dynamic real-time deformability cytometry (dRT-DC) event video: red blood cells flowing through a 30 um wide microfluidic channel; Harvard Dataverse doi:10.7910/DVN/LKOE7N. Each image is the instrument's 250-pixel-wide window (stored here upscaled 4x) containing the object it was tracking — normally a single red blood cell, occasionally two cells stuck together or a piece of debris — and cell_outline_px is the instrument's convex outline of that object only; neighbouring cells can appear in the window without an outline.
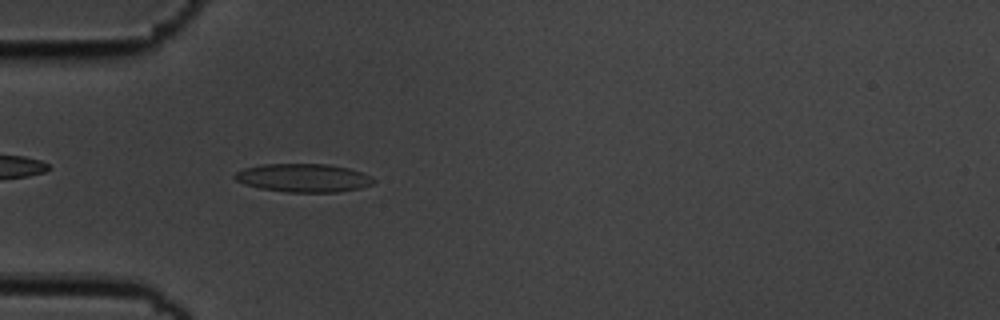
{"species": "common noctule bat (a hibernating species)", "species_latin": "Nyctalus noctula", "temperature_condition": "cold", "stored_images_in_passage": 40, "camera_frame_rate_fps": 3000, "um_per_image_px": 0.085, "animal": {"sex": "male", "body_mass_g": 19.5, "forearm_length_mm": 54.6}, "frame": {"image": 1, "passage_image": 3, "time_ms": 0.667, "image_size_px": [1000, 320], "cell_outline_px": [[376, 180], [372, 184], [360, 188], [336, 192], [288, 192], [260, 188], [244, 184], [236, 180], [232, 176], [236, 172], [244, 168], [264, 164], [328, 164], [348, 168], [372, 176]], "centroid_in_image_um": [25.78, 15.12], "position_along_channel_um": 59.2, "area_um2": 22.89}}
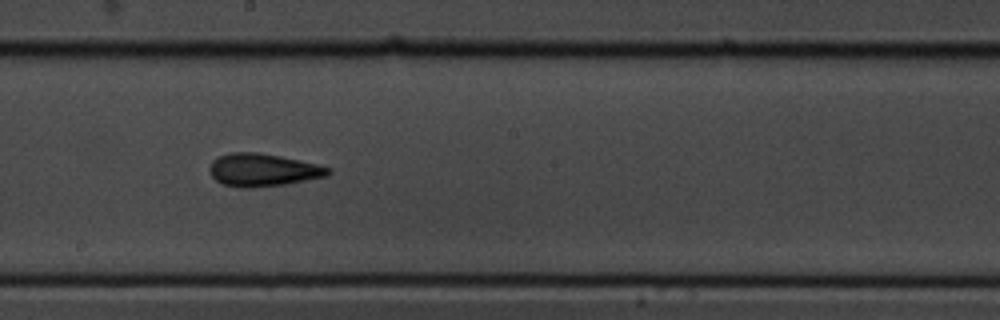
{"frame": {"image": 2, "passage_image": 17, "time_ms": 5.333, "image_size_px": [1000, 320], "cell_outline_px": [[332, 172], [328, 176], [284, 184], [252, 188], [240, 188], [224, 184], [216, 180], [212, 176], [208, 168], [212, 160], [216, 156], [232, 152], [256, 152], [280, 156], [300, 160], [332, 168]], "centroid_in_image_um": [22.33, 14.44], "position_along_channel_um": 225.9, "area_um2": 22.77}}
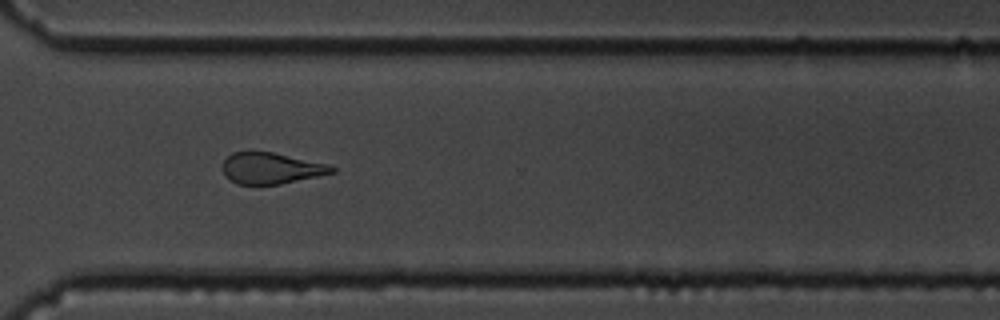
{"frame": {"image": 3, "passage_image": 27, "time_ms": 8.667, "image_size_px": [1000, 320], "cell_outline_px": [[336, 172], [280, 184], [236, 184], [224, 176], [220, 168], [224, 160], [232, 152], [248, 148], [252, 148], [272, 152], [328, 164], [336, 168]], "centroid_in_image_um": [22.95, 14.26], "position_along_channel_um": 347.7, "area_um2": 20.52}, "authors_computed_cell_mechanics": {"area_um2": 21.2126, "velocity_mm_per_s": 3.6565, "shape_relaxation_time_tau1_ms": 6.5966, "shape_relaxation_time_tau2_ms": 3.4667, "deformation_change_tau1": 0.1583, "deformation_change_tau2": 0.1203}}